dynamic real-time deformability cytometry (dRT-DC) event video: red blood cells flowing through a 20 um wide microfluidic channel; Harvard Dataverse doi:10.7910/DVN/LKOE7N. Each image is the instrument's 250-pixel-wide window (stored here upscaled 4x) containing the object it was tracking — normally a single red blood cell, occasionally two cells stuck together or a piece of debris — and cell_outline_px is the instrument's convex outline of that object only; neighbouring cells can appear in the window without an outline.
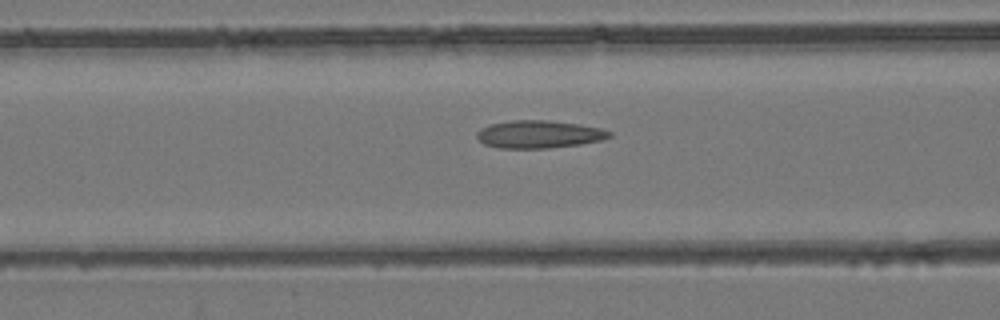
{"species": "common noctule bat (a hibernating species)", "species_latin": "Nyctalus noctula", "temperature_condition": "room temperature", "stored_images_in_passage": 39, "camera_frame_rate_fps": 3000, "um_per_image_px": 0.085, "animal": {"sex": "female", "body_mass_g": 24.6, "forearm_length_mm": 56.2}, "frame": {"image": 1, "passage_image": 18, "time_ms": 5.667, "image_size_px": [1000, 320], "cell_outline_px": [[612, 136], [600, 140], [580, 144], [548, 148], [500, 148], [484, 144], [476, 136], [476, 132], [480, 128], [492, 124], [512, 120], [548, 120], [580, 124], [600, 128], [612, 132]], "centroid_in_image_um": [45.81, 11.41], "position_along_channel_um": 120.8, "area_um2": 21.33}}
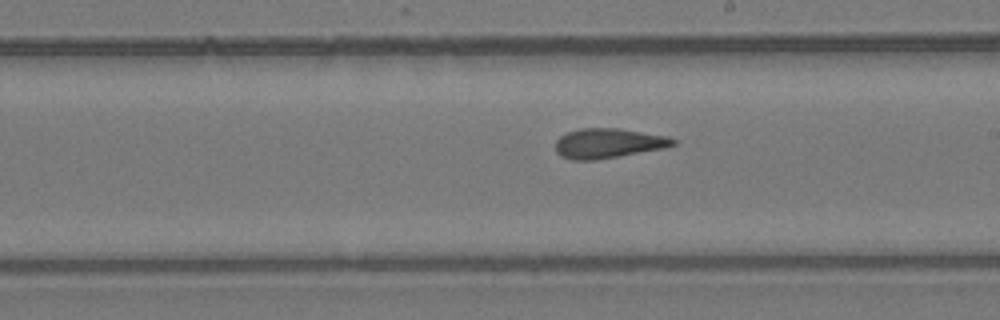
{"frame": {"image": 2, "passage_image": 27, "time_ms": 8.667, "image_size_px": [1000, 320], "cell_outline_px": [[676, 144], [664, 148], [596, 160], [572, 160], [560, 156], [556, 152], [556, 140], [560, 136], [568, 132], [580, 128], [616, 128], [668, 136], [676, 140]], "centroid_in_image_um": [51.68, 12.18], "position_along_channel_um": 237.3, "area_um2": 20.35}}
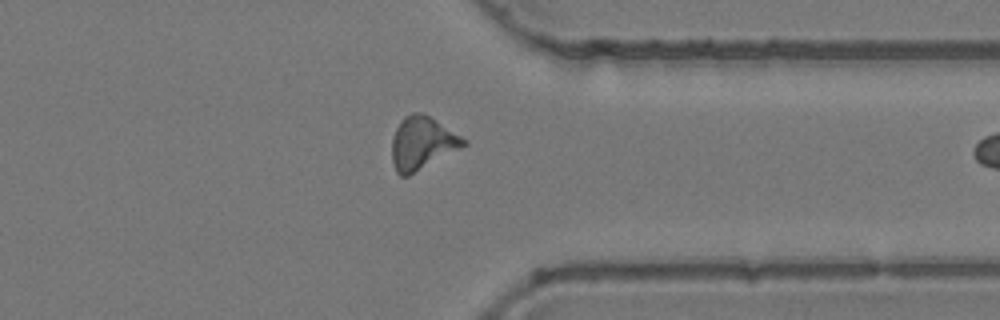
{"frame": {"image": 3, "passage_image": 38, "time_ms": 12.333, "image_size_px": [1000, 320], "cell_outline_px": [[468, 144], [408, 176], [400, 176], [396, 172], [392, 160], [392, 140], [396, 128], [404, 116], [412, 112], [424, 112], [468, 140]], "centroid_in_image_um": [35.88, 12.15], "position_along_channel_um": 375.5, "area_um2": 22.08}}